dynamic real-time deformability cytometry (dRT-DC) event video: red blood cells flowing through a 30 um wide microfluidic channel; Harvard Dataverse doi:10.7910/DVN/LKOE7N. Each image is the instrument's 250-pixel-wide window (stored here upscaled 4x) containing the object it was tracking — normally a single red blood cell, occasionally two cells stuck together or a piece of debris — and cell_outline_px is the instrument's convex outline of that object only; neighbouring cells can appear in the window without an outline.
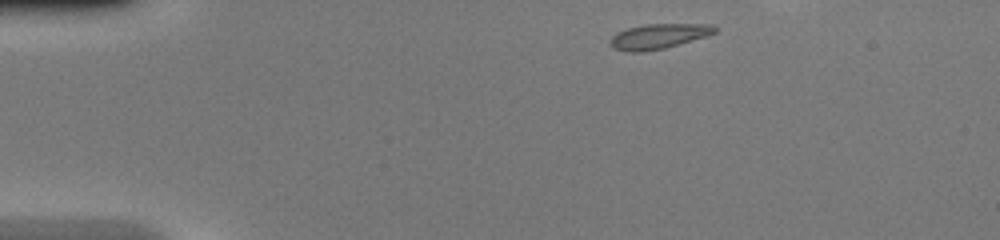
{"species": "common noctule bat (a hibernating species)", "species_latin": "Nyctalus noctula", "temperature_condition": "warm", "stored_images_in_passage": 34, "camera_frame_rate_fps": 3000, "um_per_image_px": 0.085, "animal": {"sex": "female", "body_mass_g": 20.0, "forearm_length_mm": 54.0}, "frame": {"image": 1, "passage_image": 1, "time_ms": 0.0, "image_size_px": [1000, 240], "cell_outline_px": [[716, 32], [708, 36], [664, 48], [644, 52], [624, 52], [608, 44], [608, 40], [616, 32], [628, 28], [644, 24], [712, 24], [716, 28]], "centroid_in_image_um": [55.94, 3.09], "position_along_channel_um": 29.1, "area_um2": 15.37}}
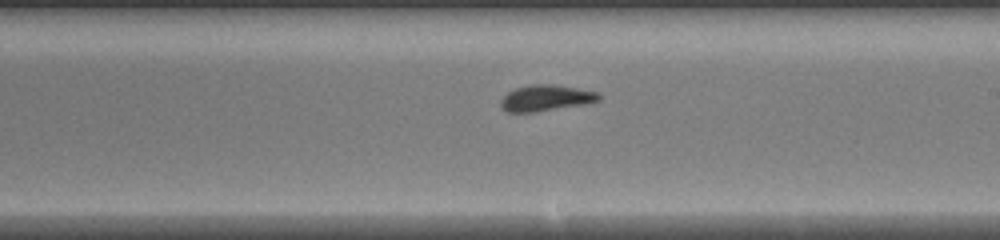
{"frame": {"image": 2, "passage_image": 21, "time_ms": 6.667, "image_size_px": [1000, 240], "cell_outline_px": [[600, 100], [584, 104], [536, 112], [508, 112], [500, 108], [500, 100], [508, 92], [516, 88], [528, 84], [552, 84], [576, 88], [596, 92], [600, 96]], "centroid_in_image_um": [46.35, 8.33], "position_along_channel_um": 242.7, "area_um2": 14.85}}
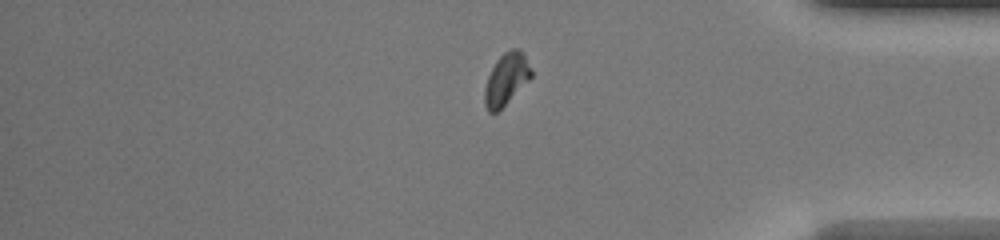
{"frame": {"image": 3, "passage_image": 33, "time_ms": 10.667, "image_size_px": [1000, 240], "cell_outline_px": [[532, 76], [496, 112], [488, 112], [484, 104], [484, 88], [488, 76], [496, 60], [504, 52], [512, 48], [520, 48], [524, 52], [532, 68]], "centroid_in_image_um": [43.03, 6.67], "position_along_channel_um": 392.2, "area_um2": 13.93}}